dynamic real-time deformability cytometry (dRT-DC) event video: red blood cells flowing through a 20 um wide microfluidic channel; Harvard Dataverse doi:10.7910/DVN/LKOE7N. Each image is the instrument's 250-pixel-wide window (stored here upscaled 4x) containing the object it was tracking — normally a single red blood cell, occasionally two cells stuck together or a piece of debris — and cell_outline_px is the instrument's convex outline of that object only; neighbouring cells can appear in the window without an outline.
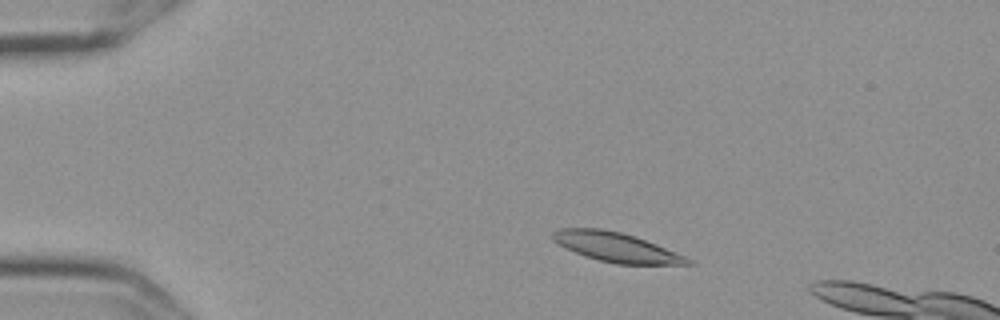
{"species": "Egyptian fruit bat (a non-hibernating species)", "species_latin": "Rousettus aegyptiacus", "temperature_condition": "cold", "stored_images_in_passage": 44, "camera_frame_rate_fps": 3000, "um_per_image_px": 0.085, "frame": {"image": 1, "passage_image": 1, "time_ms": 0.0, "image_size_px": [1000, 320], "cell_outline_px": [[696, 264], [616, 264], [584, 256], [552, 240], [548, 236], [552, 232], [560, 228], [600, 228], [620, 232], [656, 244], [684, 256], [692, 260]], "centroid_in_image_um": [52.33, 21.0], "position_along_channel_um": 32.7, "area_um2": 22.77}}
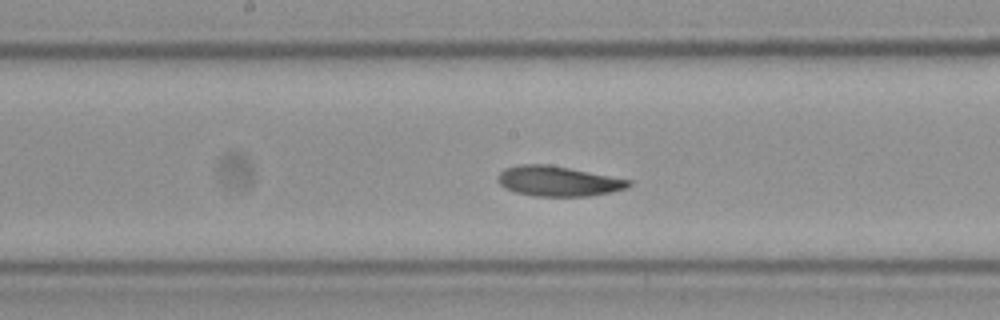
{"frame": {"image": 2, "passage_image": 20, "time_ms": 6.333, "image_size_px": [1000, 320], "cell_outline_px": [[632, 184], [628, 188], [612, 192], [588, 196], [532, 196], [516, 192], [504, 188], [496, 180], [500, 172], [504, 168], [520, 164], [548, 164], [632, 180]], "centroid_in_image_um": [47.43, 15.4], "position_along_channel_um": 200.8, "area_um2": 23.06}}
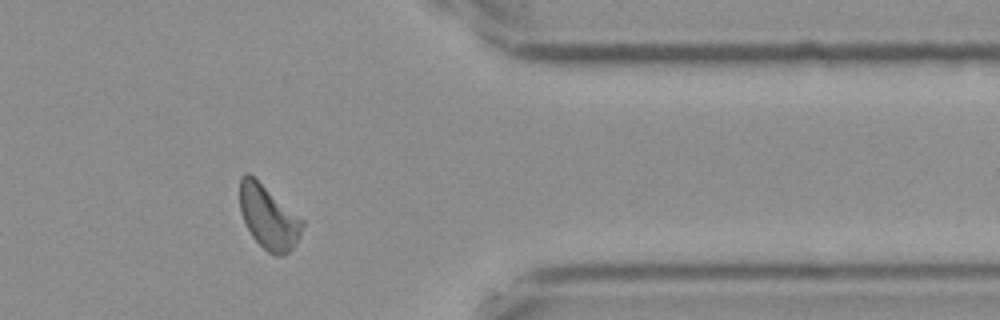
{"frame": {"image": 3, "passage_image": 37, "time_ms": 12.0, "image_size_px": [1000, 320], "cell_outline_px": [[304, 224], [300, 236], [296, 244], [284, 256], [276, 256], [268, 252], [252, 236], [240, 212], [240, 176], [244, 172], [248, 172], [304, 220]], "centroid_in_image_um": [22.83, 18.46], "position_along_channel_um": 388.6, "area_um2": 23.06}, "authors_computed_cell_mechanics": {"area_um2": 23.0911, "velocity_mm_per_s": 3.5684, "shape_relaxation_time_tau1_ms": 2.3926, "shape_relaxation_time_tau2_ms": 6.0383, "deformation_change_tau1": 0.1251, "deformation_change_tau2": 0.1472}}